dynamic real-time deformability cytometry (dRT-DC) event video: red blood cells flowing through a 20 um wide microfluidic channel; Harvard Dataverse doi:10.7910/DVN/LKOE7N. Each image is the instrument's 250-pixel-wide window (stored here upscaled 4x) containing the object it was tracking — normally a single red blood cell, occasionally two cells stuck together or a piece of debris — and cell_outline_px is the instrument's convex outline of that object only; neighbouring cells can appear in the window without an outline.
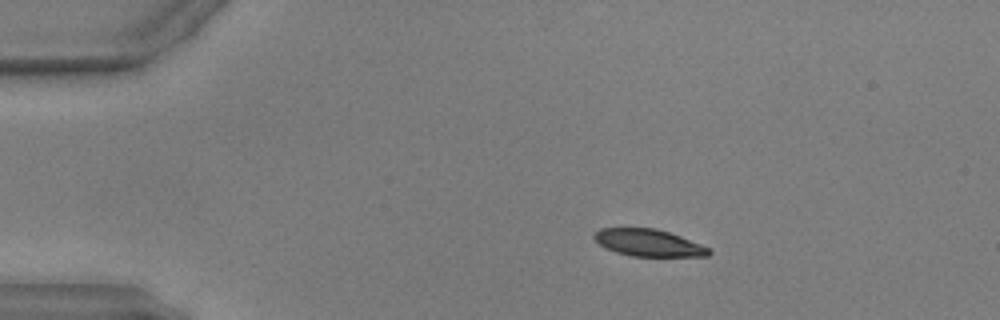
{"species": "common noctule bat (a hibernating species)", "species_latin": "Nyctalus noctula", "temperature_condition": "warm", "stored_images_in_passage": 52, "camera_frame_rate_fps": 3000, "um_per_image_px": 0.085, "animal": {"sex": "male", "body_mass_g": 17.9, "forearm_length_mm": 54.2}, "frame": {"image": 1, "passage_image": 10, "time_ms": 3.0, "image_size_px": [1000, 320], "cell_outline_px": [[712, 252], [708, 256], [632, 256], [616, 252], [600, 244], [592, 236], [600, 228], [656, 228], [680, 236], [700, 244], [708, 248]], "centroid_in_image_um": [55.12, 20.63], "position_along_channel_um": 29.9, "area_um2": 17.8}}
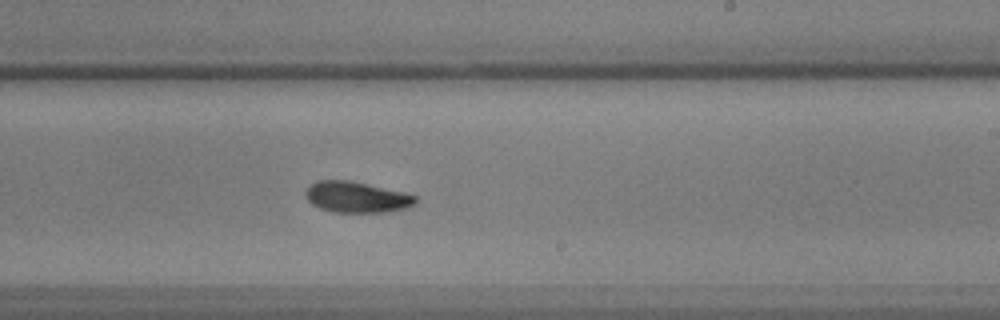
{"frame": {"image": 2, "passage_image": 32, "time_ms": 10.333, "image_size_px": [1000, 320], "cell_outline_px": [[420, 200], [416, 204], [408, 208], [388, 212], [332, 212], [320, 208], [312, 204], [304, 196], [304, 192], [316, 180], [348, 180], [404, 192], [416, 196]], "centroid_in_image_um": [30.34, 16.76], "position_along_channel_um": 258.7, "area_um2": 20.0}}
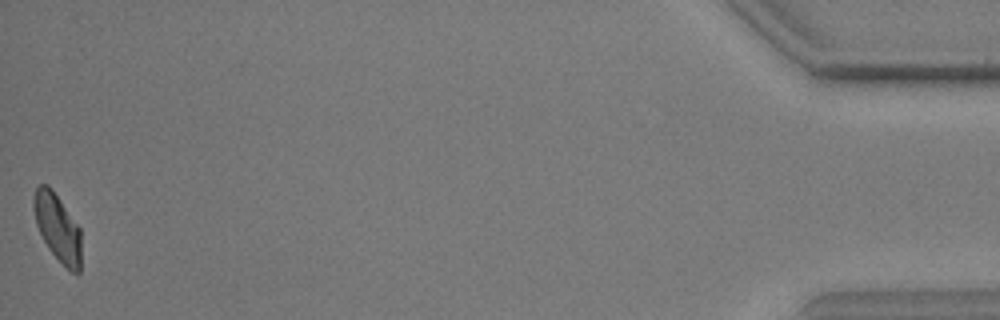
{"frame": {"image": 3, "passage_image": 52, "time_ms": 17.0, "image_size_px": [1000, 320], "cell_outline_px": [[80, 272], [76, 276], [48, 248], [36, 224], [32, 204], [32, 200], [36, 188], [40, 184], [48, 184], [52, 188], [80, 228]], "centroid_in_image_um": [4.88, 19.31], "position_along_channel_um": 430.3, "area_um2": 18.5}, "authors_computed_cell_mechanics": {"area_um2": 19.6231, "velocity_mm_per_s": 3.9329, "shape_relaxation_time_tau1_ms": 4.1691, "shape_relaxation_time_tau2_ms": 4.4922, "deformation_change_tau1": 0.1405, "deformation_change_tau2": 0.1005}}